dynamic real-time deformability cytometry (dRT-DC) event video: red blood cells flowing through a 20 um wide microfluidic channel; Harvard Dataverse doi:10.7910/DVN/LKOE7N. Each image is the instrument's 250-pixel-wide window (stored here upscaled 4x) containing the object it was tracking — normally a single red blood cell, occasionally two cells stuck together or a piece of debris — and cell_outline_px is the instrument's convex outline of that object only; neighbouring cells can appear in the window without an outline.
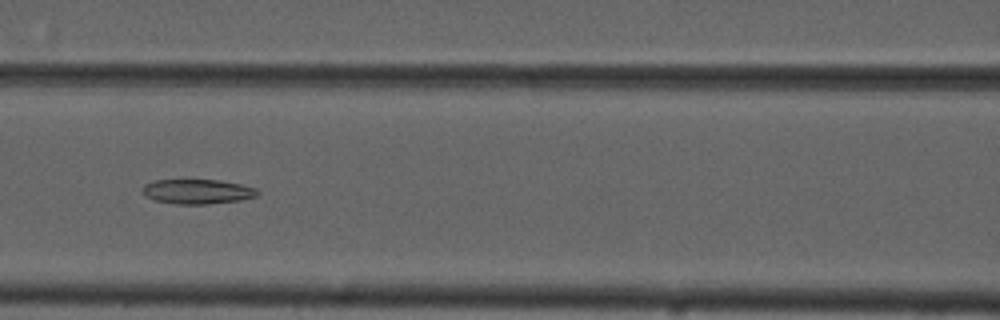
{"species": "common noctule bat (a hibernating species)", "species_latin": "Nyctalus noctula", "temperature_condition": "cold", "stored_images_in_passage": 18, "camera_frame_rate_fps": 3000, "um_per_image_px": 0.085, "animal": {"sex": "male", "forearm_length_mm": 52.5}, "frame": {"image": 1, "passage_image": 11, "time_ms": 3.333, "image_size_px": [1000, 320], "cell_outline_px": [[260, 192], [256, 196], [240, 200], [208, 204], [176, 204], [156, 200], [140, 192], [140, 188], [144, 184], [152, 180], [220, 180], [240, 184], [256, 188]], "centroid_in_image_um": [16.75, 16.27], "position_along_channel_um": 149.8, "area_um2": 16.59}}
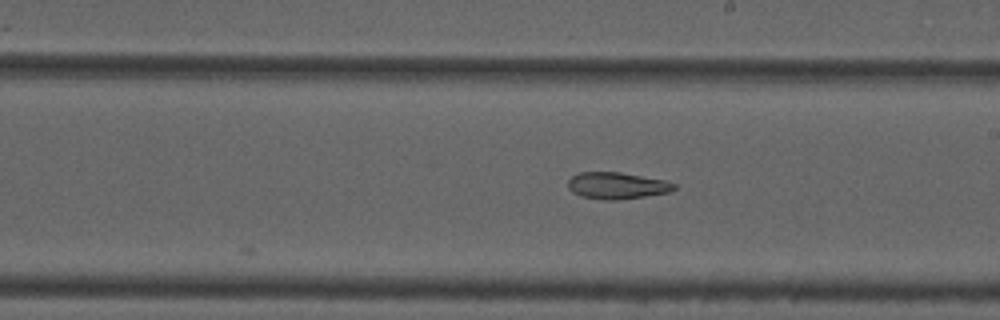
{"frame": {"image": 2, "passage_image": 18, "time_ms": 5.667, "image_size_px": [1000, 320], "cell_outline_px": [[676, 188], [672, 192], [616, 200], [604, 200], [580, 196], [572, 192], [568, 188], [568, 180], [572, 176], [580, 172], [620, 172], [664, 180], [676, 184]], "centroid_in_image_um": [52.43, 15.78], "position_along_channel_um": 236.6, "area_um2": 16.53}}